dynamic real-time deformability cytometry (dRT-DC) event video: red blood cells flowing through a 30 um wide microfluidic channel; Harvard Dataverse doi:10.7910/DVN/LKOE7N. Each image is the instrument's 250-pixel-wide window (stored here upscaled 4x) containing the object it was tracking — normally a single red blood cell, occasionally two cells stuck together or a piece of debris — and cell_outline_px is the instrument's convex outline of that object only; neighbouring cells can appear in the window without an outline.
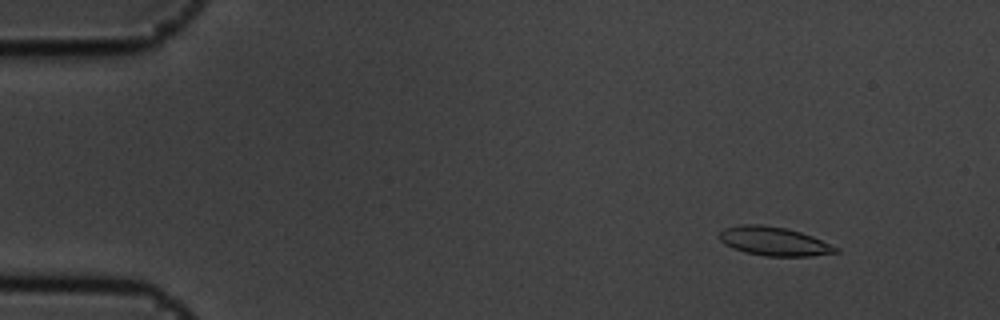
{"species": "common noctule bat (a hibernating species)", "species_latin": "Nyctalus noctula", "temperature_condition": "cold", "stored_images_in_passage": 56, "camera_frame_rate_fps": 3000, "um_per_image_px": 0.085, "animal": {"sex": "male", "body_mass_g": 19.5, "forearm_length_mm": 54.6}, "frame": {"image": 1, "passage_image": 6, "time_ms": 1.667, "image_size_px": [1000, 320], "cell_outline_px": [[840, 252], [812, 256], [764, 256], [744, 252], [732, 248], [724, 244], [716, 236], [724, 228], [744, 224], [760, 224], [784, 228], [800, 232], [812, 236], [840, 248]], "centroid_in_image_um": [65.77, 20.52], "position_along_channel_um": 19.2, "area_um2": 19.65}}
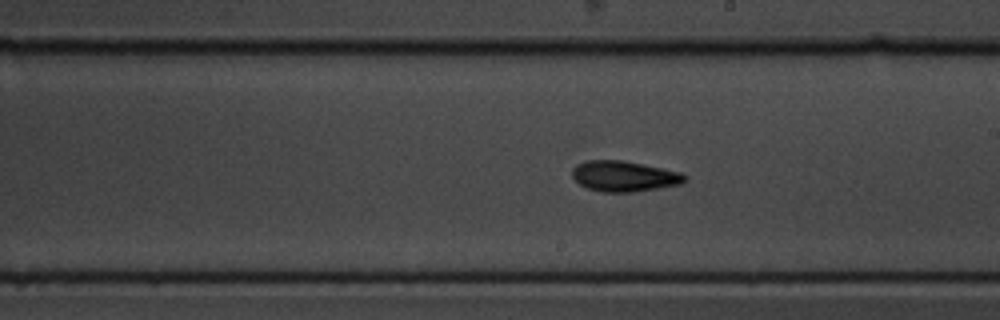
{"frame": {"image": 2, "passage_image": 32, "time_ms": 10.333, "image_size_px": [1000, 320], "cell_outline_px": [[688, 180], [680, 184], [632, 192], [600, 192], [588, 188], [580, 184], [572, 176], [572, 168], [576, 164], [588, 160], [620, 160], [680, 172], [688, 176]], "centroid_in_image_um": [53.03, 14.98], "position_along_channel_um": 236.0, "area_um2": 19.88}}
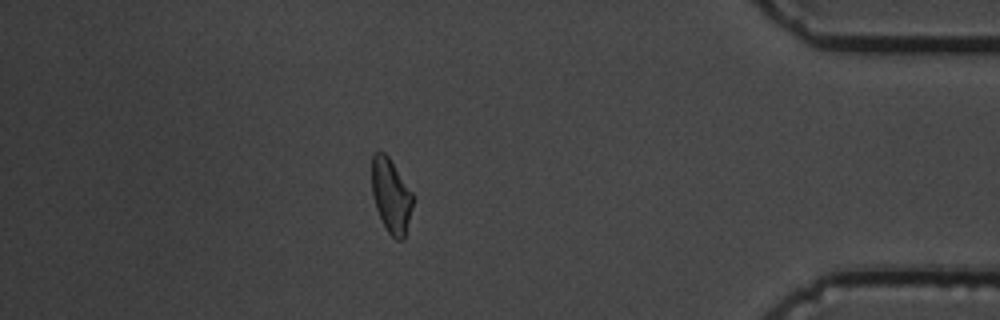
{"frame": {"image": 3, "passage_image": 49, "time_ms": 16.0, "image_size_px": [1000, 320], "cell_outline_px": [[412, 204], [404, 236], [400, 240], [396, 240], [388, 232], [376, 208], [372, 196], [372, 156], [376, 152], [384, 152], [388, 156], [412, 192]], "centroid_in_image_um": [33.21, 16.6], "position_along_channel_um": 402.0, "area_um2": 17.22}, "authors_computed_cell_mechanics": {"area_um2": 19.2185, "velocity_mm_per_s": 3.5935, "shape_relaxation_time_tau1_ms": 3.1116, "shape_relaxation_time_tau2_ms": 6.4885, "deformation_change_tau1": 0.1166, "deformation_change_tau2": 0.154}}